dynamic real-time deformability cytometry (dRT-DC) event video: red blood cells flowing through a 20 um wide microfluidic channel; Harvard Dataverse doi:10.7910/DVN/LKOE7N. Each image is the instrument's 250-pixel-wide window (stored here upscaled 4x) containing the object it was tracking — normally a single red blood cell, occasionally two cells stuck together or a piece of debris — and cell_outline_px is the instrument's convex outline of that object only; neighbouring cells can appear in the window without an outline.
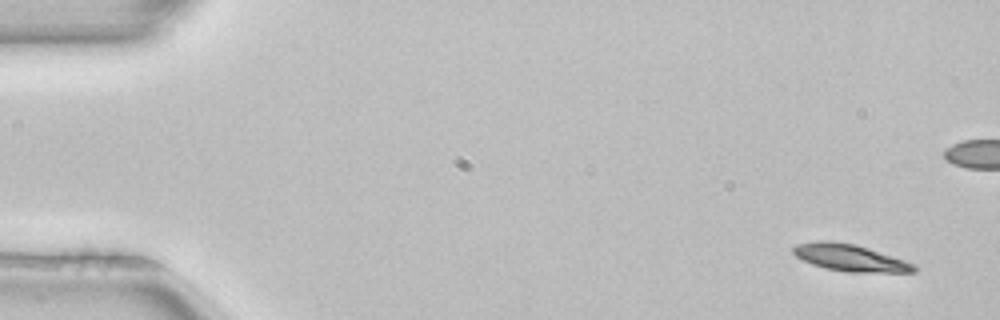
{"species": "common noctule bat (a hibernating species)", "species_latin": "Nyctalus noctula", "temperature_condition": "room temperature", "stored_images_in_passage": 4, "camera_frame_rate_fps": 3000, "um_per_image_px": 0.085, "animal": {"sex": "female", "body_mass_g": 22.7, "forearm_length_mm": 54.2}, "frame": {"image": 1, "passage_image": 1, "time_ms": 0.0, "image_size_px": [1000, 320], "cell_outline_px": [[916, 272], [848, 272], [824, 268], [812, 264], [796, 256], [792, 252], [792, 248], [796, 244], [820, 240], [828, 240], [856, 244], [904, 260], [912, 264], [916, 268]], "centroid_in_image_um": [72.21, 21.9], "position_along_channel_um": 12.8, "area_um2": 18.79}}